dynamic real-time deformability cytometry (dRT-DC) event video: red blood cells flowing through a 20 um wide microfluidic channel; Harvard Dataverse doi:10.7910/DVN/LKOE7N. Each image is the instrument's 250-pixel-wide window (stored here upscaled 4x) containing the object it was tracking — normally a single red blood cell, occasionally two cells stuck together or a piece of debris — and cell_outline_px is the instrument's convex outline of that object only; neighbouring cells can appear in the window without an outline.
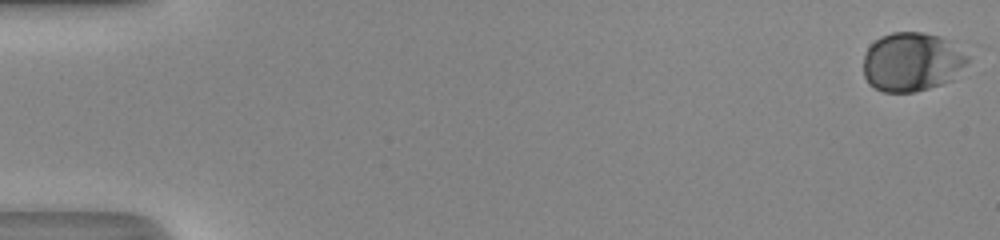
{"species": "human", "species_latin": "Homo sapiens", "temperature_condition": "room temperature", "stored_images_in_passage": 52, "camera_frame_rate_fps": 3000, "um_per_image_px": 0.085, "donor": {"sex": "male"}, "frame": {"image": 1, "passage_image": 1, "time_ms": 0.0, "image_size_px": [1000, 240], "cell_outline_px": [[968, 60], [952, 80], [916, 92], [884, 92], [868, 84], [864, 76], [864, 56], [868, 48], [880, 36], [892, 32], [924, 32], [940, 36], [948, 40], [968, 56]], "centroid_in_image_um": [77.48, 5.26], "position_along_channel_um": 7.5, "area_um2": 35.66}}
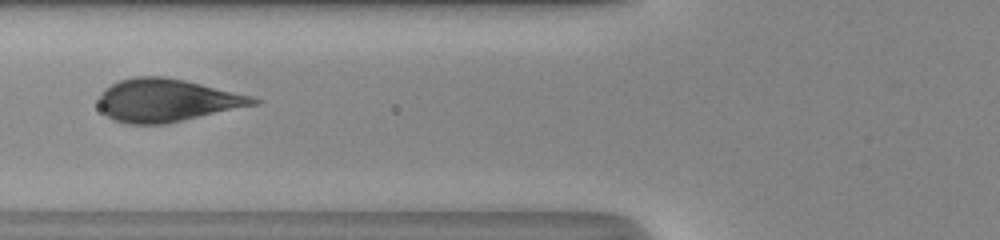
{"frame": {"image": 2, "passage_image": 22, "time_ms": 7.0, "image_size_px": [1000, 240], "cell_outline_px": [[264, 100], [260, 104], [164, 124], [128, 124], [116, 120], [108, 116], [100, 108], [100, 92], [104, 88], [120, 80], [136, 76], [164, 76], [184, 80], [256, 96]], "centroid_in_image_um": [14.25, 8.52], "position_along_channel_um": 111.5, "area_um2": 38.73}}
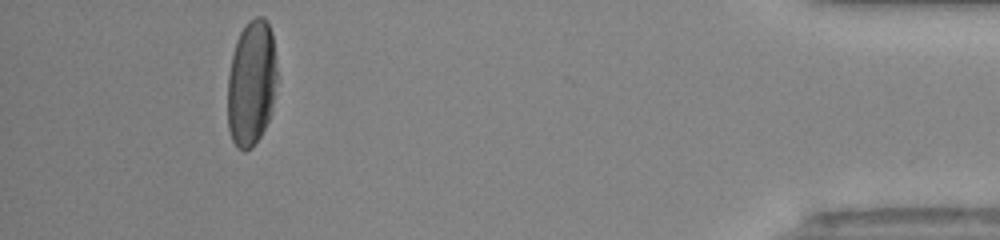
{"frame": {"image": 3, "passage_image": 48, "time_ms": 15.667, "image_size_px": [1000, 240], "cell_outline_px": [[276, 80], [272, 104], [268, 120], [260, 136], [252, 148], [244, 152], [236, 148], [232, 140], [228, 128], [228, 76], [232, 56], [236, 40], [240, 32], [248, 20], [256, 16], [264, 16], [272, 32], [276, 68]], "centroid_in_image_um": [21.35, 7.07], "position_along_channel_um": 413.8, "area_um2": 36.24}}